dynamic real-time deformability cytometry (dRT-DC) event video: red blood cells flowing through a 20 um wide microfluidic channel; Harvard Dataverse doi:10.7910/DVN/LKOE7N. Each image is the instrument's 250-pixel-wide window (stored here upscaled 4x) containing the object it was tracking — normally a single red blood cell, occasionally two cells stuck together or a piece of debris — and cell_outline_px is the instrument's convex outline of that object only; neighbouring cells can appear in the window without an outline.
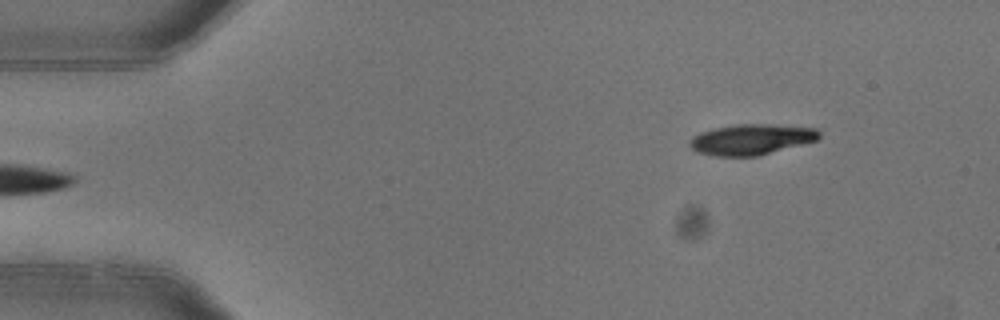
{"species": "common noctule bat (a hibernating species)", "species_latin": "Nyctalus noctula", "temperature_condition": "warm", "stored_images_in_passage": 4, "segment_of_instrument_passage": [2, 2], "camera_frame_rate_fps": 3000, "um_per_image_px": 0.085, "animal": {"sex": "female"}, "frame": {"image": 1, "passage_image": 4, "time_ms": 1.0, "image_size_px": [1000, 320], "cell_outline_px": [[820, 136], [816, 140], [760, 156], [712, 156], [696, 152], [688, 144], [688, 140], [692, 136], [700, 132], [716, 128], [736, 124], [772, 124], [816, 128], [820, 132]], "centroid_in_image_um": [63.83, 11.86], "position_along_channel_um": 21.2, "area_um2": 23.29}}